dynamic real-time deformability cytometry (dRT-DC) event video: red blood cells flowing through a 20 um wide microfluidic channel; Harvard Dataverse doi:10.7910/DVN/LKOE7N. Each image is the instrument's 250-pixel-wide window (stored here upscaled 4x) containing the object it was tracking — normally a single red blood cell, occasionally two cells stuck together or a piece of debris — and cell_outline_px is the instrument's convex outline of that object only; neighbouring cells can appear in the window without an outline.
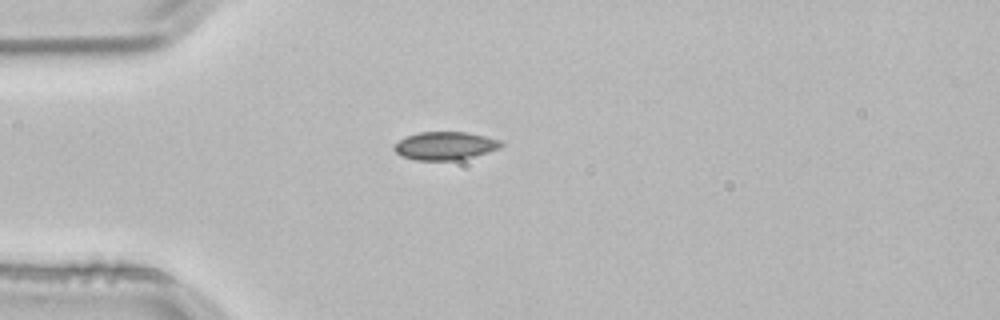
{"species": "common noctule bat (a hibernating species)", "species_latin": "Nyctalus noctula", "temperature_condition": "room temperature", "stored_images_in_passage": 4, "camera_frame_rate_fps": 3000, "um_per_image_px": 0.085, "animal": {"sex": "male", "body_mass_g": 21.5, "forearm_length_mm": 52.0}, "frame": {"image": 1, "passage_image": 4, "time_ms": 1.0, "image_size_px": [1000, 320], "cell_outline_px": [[504, 144], [500, 148], [488, 152], [460, 160], [416, 160], [400, 156], [392, 148], [400, 140], [408, 136], [420, 132], [468, 132], [500, 140]], "centroid_in_image_um": [37.84, 12.4], "position_along_channel_um": 47.2, "area_um2": 17.46}}